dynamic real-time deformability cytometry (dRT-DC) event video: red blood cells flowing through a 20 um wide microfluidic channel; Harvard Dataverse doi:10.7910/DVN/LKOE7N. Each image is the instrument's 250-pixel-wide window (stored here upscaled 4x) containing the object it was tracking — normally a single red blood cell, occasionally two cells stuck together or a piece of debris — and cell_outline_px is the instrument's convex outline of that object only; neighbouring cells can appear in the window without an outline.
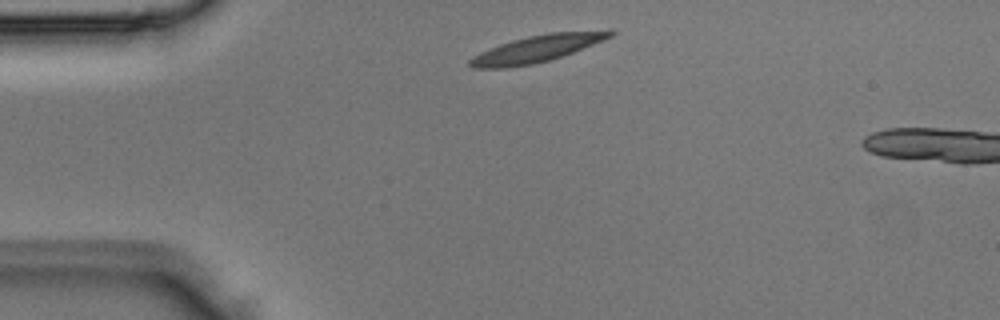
{"species": "Egyptian fruit bat (a non-hibernating species)", "species_latin": "Rousettus aegyptiacus", "temperature_condition": "room temperature", "stored_images_in_passage": 3, "camera_frame_rate_fps": 3000, "um_per_image_px": 0.085, "animal": {"sex": "male"}, "frame": {"image": 1, "passage_image": 1, "time_ms": 0.0, "image_size_px": [1000, 320], "cell_outline_px": [[616, 32], [612, 36], [604, 40], [572, 52], [548, 60], [532, 64], [508, 68], [472, 68], [468, 64], [468, 60], [472, 56], [480, 52], [500, 44], [512, 40], [528, 36], [548, 32], [608, 28], [612, 28]], "centroid_in_image_um": [45.71, 4.1], "position_along_channel_um": 39.3, "area_um2": 22.37}}
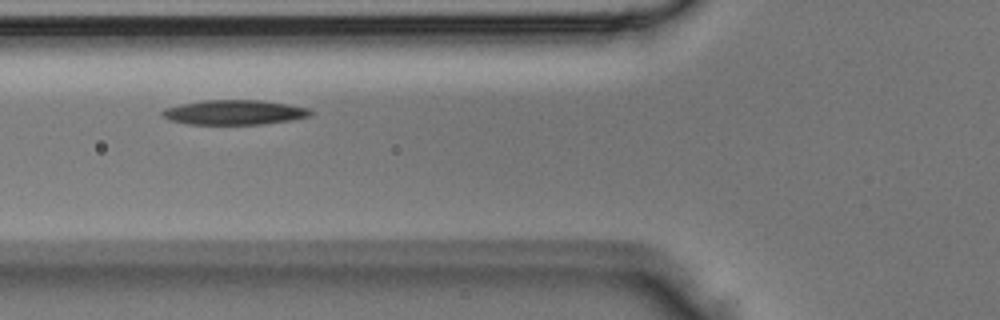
{"frame": {"image": 2, "passage_image": 3, "time_ms": 0.667, "image_size_px": [1000, 320], "cell_outline_px": [[312, 116], [292, 120], [264, 124], [188, 124], [168, 120], [160, 116], [160, 112], [164, 108], [180, 104], [204, 100], [260, 100], [288, 104], [308, 108], [312, 112]], "centroid_in_image_um": [19.88, 9.55], "position_along_channel_um": 105.9, "area_um2": 21.56}}